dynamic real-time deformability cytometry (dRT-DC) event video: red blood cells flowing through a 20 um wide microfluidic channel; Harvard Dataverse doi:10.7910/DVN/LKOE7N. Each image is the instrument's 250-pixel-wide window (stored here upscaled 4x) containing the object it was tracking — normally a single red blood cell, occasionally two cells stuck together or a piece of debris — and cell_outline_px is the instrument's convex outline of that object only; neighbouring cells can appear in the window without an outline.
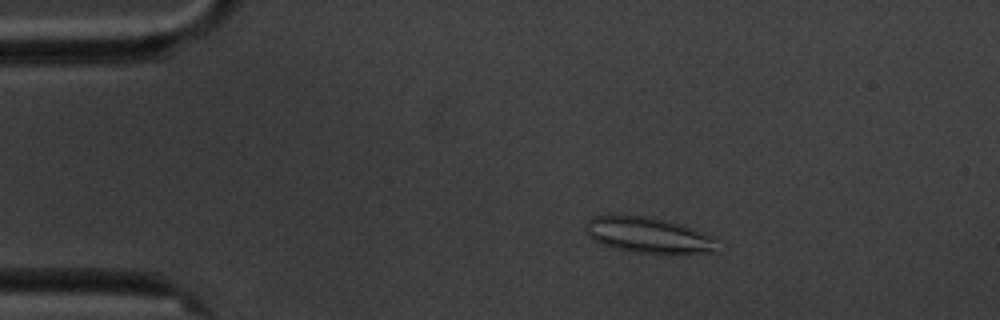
{"species": "common noctule bat (a hibernating species)", "species_latin": "Nyctalus noctula", "temperature_condition": "cold", "stored_images_in_passage": 6, "camera_frame_rate_fps": 3000, "um_per_image_px": 0.085, "animal": {"sex": "male", "body_mass_g": 20.1, "forearm_length_mm": 53.5}, "frame": {"image": 1, "passage_image": 3, "time_ms": 2.333, "image_size_px": [1000, 320], "cell_outline_px": [[720, 240], [716, 252], [636, 252], [612, 248], [588, 236], [584, 224], [592, 216], [608, 212], [652, 216], [680, 224], [692, 228], [712, 236]], "centroid_in_image_um": [55.04, 19.91], "position_along_channel_um": 30.0, "area_um2": 27.86}}
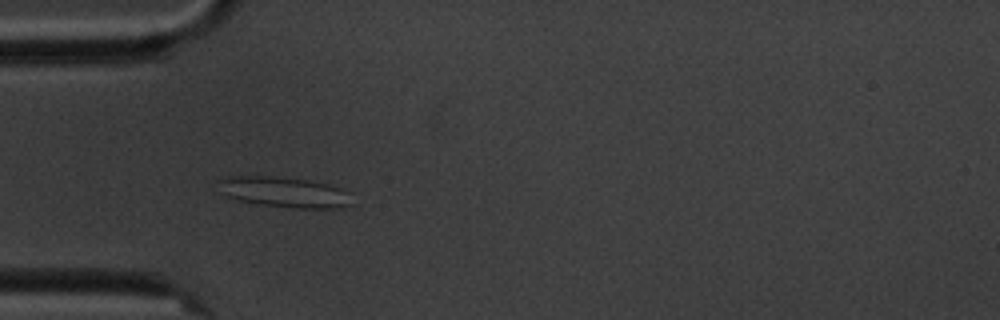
{"frame": {"image": 2, "passage_image": 5, "time_ms": 4.667, "image_size_px": [1000, 320], "cell_outline_px": [[352, 204], [336, 208], [296, 208], [260, 204], [240, 200], [228, 196], [220, 192], [216, 180], [228, 176], [268, 176], [308, 180], [340, 188], [352, 192]], "centroid_in_image_um": [24.17, 16.33], "position_along_channel_um": 60.8, "area_um2": 23.7}}
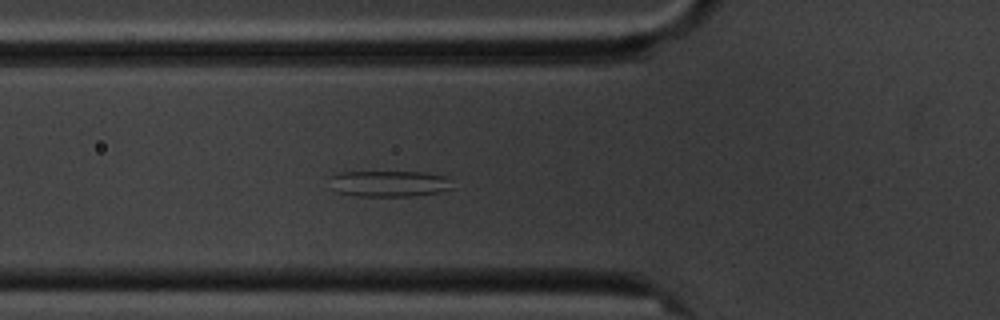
{"frame": {"image": 3, "passage_image": 6, "time_ms": 5.667, "image_size_px": [1000, 320], "cell_outline_px": [[456, 188], [436, 192], [412, 196], [356, 196], [336, 192], [332, 188], [328, 176], [340, 172], [424, 172], [448, 176]], "centroid_in_image_um": [33.09, 15.6], "position_along_channel_um": 92.7, "area_um2": 19.02}}